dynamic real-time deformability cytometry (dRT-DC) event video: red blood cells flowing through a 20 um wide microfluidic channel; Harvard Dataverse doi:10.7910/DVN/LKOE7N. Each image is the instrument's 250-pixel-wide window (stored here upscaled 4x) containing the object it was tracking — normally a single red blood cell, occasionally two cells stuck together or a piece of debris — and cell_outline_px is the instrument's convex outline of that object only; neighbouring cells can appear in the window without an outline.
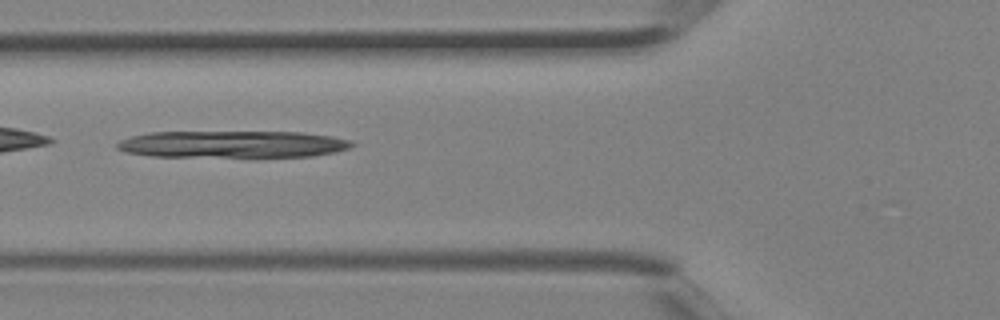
{"species": "Egyptian fruit bat (a non-hibernating species)", "species_latin": "Rousettus aegyptiacus", "temperature_condition": "room temperature", "stored_images_in_passage": 4, "camera_frame_rate_fps": 3000, "um_per_image_px": 0.085, "animal": {"sex": "female"}, "frame": {"image": 1, "passage_image": 4, "time_ms": 1.0, "image_size_px": [1000, 320], "cell_outline_px": [[356, 144], [348, 148], [336, 152], [312, 156], [152, 156], [124, 152], [116, 148], [116, 144], [120, 140], [132, 136], [148, 132], [304, 132], [332, 136], [352, 140]], "centroid_in_image_um": [19.78, 12.25], "position_along_channel_um": 106.0, "area_um2": 36.82}}